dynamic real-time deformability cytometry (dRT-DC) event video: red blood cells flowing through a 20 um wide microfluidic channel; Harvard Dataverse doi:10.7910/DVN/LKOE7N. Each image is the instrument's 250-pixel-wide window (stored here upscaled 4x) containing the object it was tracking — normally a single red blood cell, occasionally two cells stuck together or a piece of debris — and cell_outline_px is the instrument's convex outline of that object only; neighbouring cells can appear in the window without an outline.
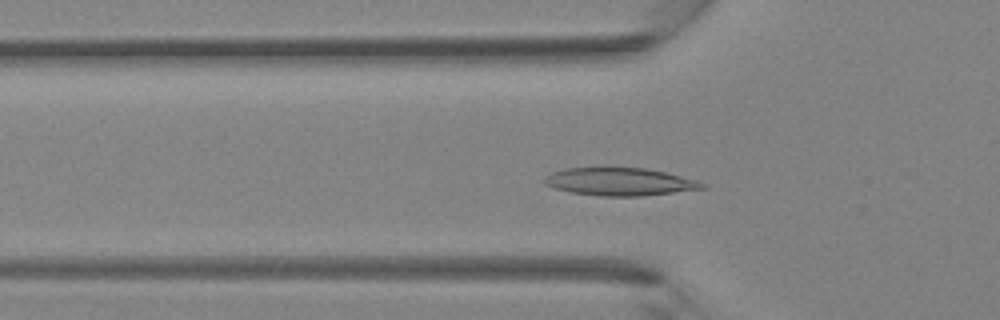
{"species": "Egyptian fruit bat (a non-hibernating species)", "species_latin": "Rousettus aegyptiacus", "temperature_condition": "room temperature", "stored_images_in_passage": 33, "camera_frame_rate_fps": 3000, "um_per_image_px": 0.085, "animal": {"sex": "female"}, "frame": {"image": 1, "passage_image": 5, "time_ms": 1.333, "image_size_px": [1000, 320], "cell_outline_px": [[708, 188], [644, 196], [600, 196], [572, 192], [552, 188], [544, 184], [544, 176], [552, 172], [564, 168], [604, 164], [608, 164], [644, 168], [664, 172], [696, 180], [708, 184]], "centroid_in_image_um": [52.62, 15.4], "position_along_channel_um": 73.2, "area_um2": 26.82}}
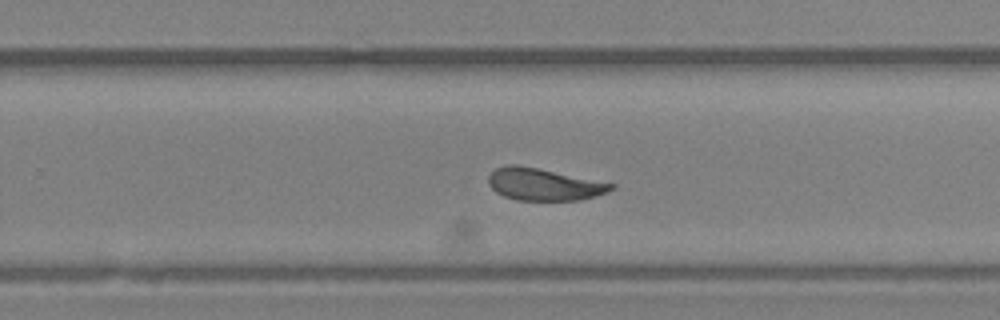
{"frame": {"image": 2, "passage_image": 18, "time_ms": 5.667, "image_size_px": [1000, 320], "cell_outline_px": [[616, 188], [608, 192], [580, 200], [516, 200], [504, 196], [496, 192], [488, 184], [488, 176], [496, 168], [508, 164], [516, 164], [616, 184]], "centroid_in_image_um": [46.22, 15.67], "position_along_channel_um": 283.6, "area_um2": 22.83}}
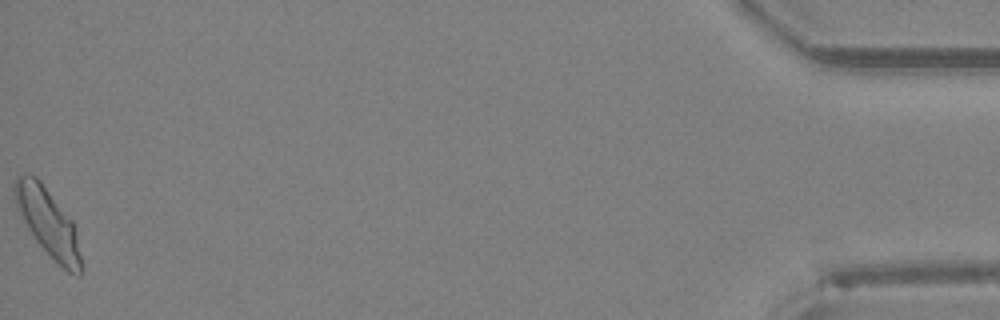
{"frame": {"image": 3, "passage_image": 33, "time_ms": 10.667, "image_size_px": [1000, 320], "cell_outline_px": [[80, 276], [68, 272], [36, 240], [28, 228], [16, 208], [12, 192], [12, 188], [16, 176], [24, 172], [36, 176], [40, 180], [72, 220], [80, 256]], "centroid_in_image_um": [4.0, 18.79], "position_along_channel_um": 431.2, "area_um2": 25.61}}